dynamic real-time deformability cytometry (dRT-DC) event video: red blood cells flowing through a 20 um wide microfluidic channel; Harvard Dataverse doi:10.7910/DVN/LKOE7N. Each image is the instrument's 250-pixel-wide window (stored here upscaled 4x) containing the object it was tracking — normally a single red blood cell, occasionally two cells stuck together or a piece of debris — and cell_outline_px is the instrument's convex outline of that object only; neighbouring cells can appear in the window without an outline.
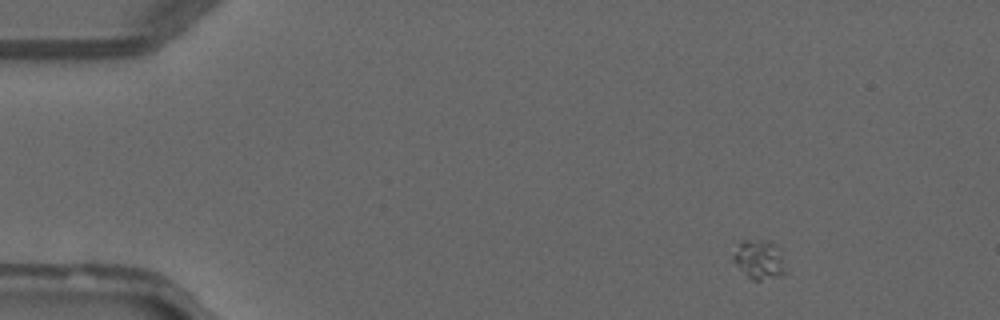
{"species": "common noctule bat (a hibernating species)", "species_latin": "Nyctalus noctula", "temperature_condition": "warm", "stored_images_in_passage": 3, "camera_frame_rate_fps": 3000, "um_per_image_px": 0.085, "animal": {"sex": "male", "forearm_length_mm": 52.5}, "frame": {"image": 1, "passage_image": 1, "time_ms": 0.0, "image_size_px": [1000, 320], "cell_outline_px": [[788, 272], [784, 276], [760, 280], [752, 280], [732, 260], [732, 256], [740, 244], [744, 240], [772, 240], [780, 248]], "centroid_in_image_um": [64.62, 22.06], "position_along_channel_um": 20.4, "area_um2": 12.2}}